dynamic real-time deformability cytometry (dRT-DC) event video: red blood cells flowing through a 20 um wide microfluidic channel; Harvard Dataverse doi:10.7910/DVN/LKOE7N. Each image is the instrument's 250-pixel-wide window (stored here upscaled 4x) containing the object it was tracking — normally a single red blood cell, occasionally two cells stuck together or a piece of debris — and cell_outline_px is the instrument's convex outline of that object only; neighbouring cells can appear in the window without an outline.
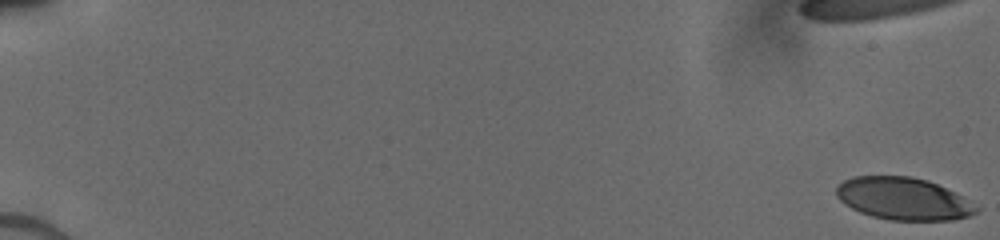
{"species": "human", "species_latin": "Homo sapiens", "temperature_condition": "cold", "stored_images_in_passage": 25, "camera_frame_rate_fps": 3000, "um_per_image_px": 0.085, "donor": {"sex": "male"}, "frame": {"image": 1, "passage_image": 1, "time_ms": 0.0, "image_size_px": [1000, 240], "cell_outline_px": [[980, 208], [976, 212], [968, 216], [952, 220], [888, 220], [872, 216], [860, 212], [844, 204], [836, 196], [836, 184], [852, 176], [912, 176], [928, 180], [956, 192]], "centroid_in_image_um": [76.76, 16.88], "position_along_channel_um": 8.2, "area_um2": 34.74}}